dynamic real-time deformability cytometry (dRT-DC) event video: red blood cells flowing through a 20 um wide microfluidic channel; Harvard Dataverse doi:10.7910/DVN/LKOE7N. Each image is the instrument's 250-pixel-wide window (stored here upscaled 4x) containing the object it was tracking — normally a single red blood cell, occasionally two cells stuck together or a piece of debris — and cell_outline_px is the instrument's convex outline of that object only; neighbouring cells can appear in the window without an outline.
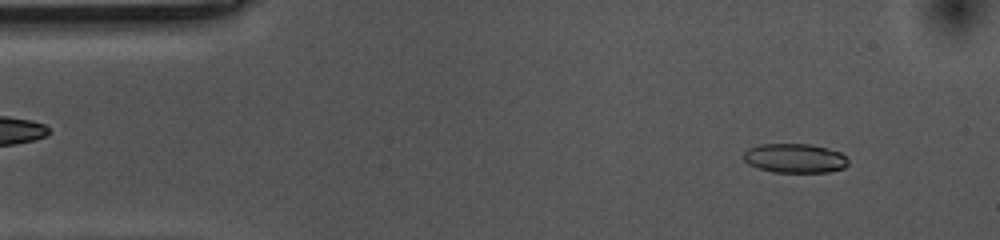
{"species": "common noctule bat (a hibernating species)", "species_latin": "Nyctalus noctula", "temperature_condition": "cold", "stored_images_in_passage": 52, "camera_frame_rate_fps": 3000, "um_per_image_px": 0.085, "animal": {"sex": "female", "body_mass_g": 10.0, "forearm_length_mm": 53.1}, "frame": {"image": 1, "passage_image": 4, "time_ms": 1.0, "image_size_px": [1000, 240], "cell_outline_px": [[848, 164], [844, 168], [828, 172], [772, 172], [748, 164], [740, 156], [748, 148], [760, 144], [808, 144], [828, 148], [840, 152], [848, 160]], "centroid_in_image_um": [67.53, 13.45], "position_along_channel_um": 17.5, "area_um2": 17.92}}
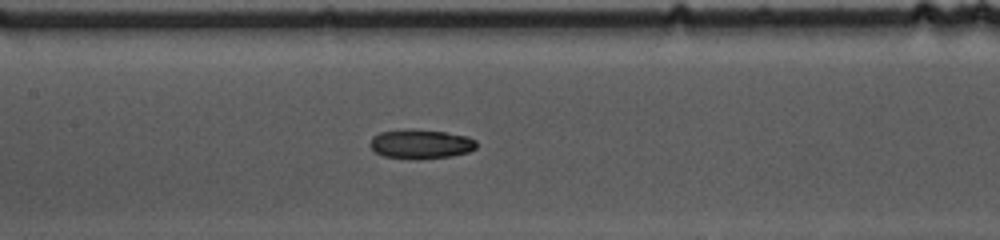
{"frame": {"image": 2, "passage_image": 23, "time_ms": 7.333, "image_size_px": [1000, 240], "cell_outline_px": [[476, 148], [468, 152], [452, 156], [420, 160], [384, 156], [376, 152], [368, 144], [372, 136], [380, 132], [408, 128], [444, 132], [468, 136], [476, 140]], "centroid_in_image_um": [35.75, 12.24], "position_along_channel_um": 171.6, "area_um2": 18.44}}
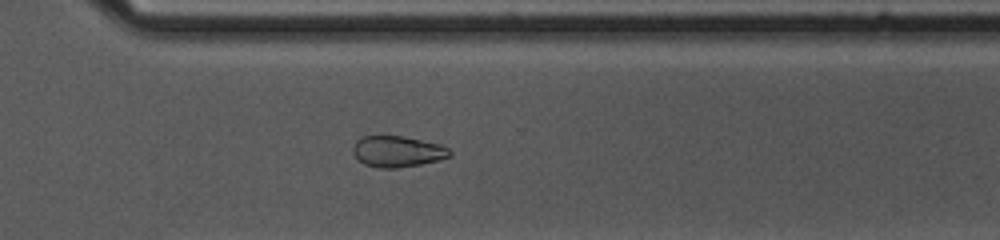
{"frame": {"image": 3, "passage_image": 37, "time_ms": 12.0, "image_size_px": [1000, 240], "cell_outline_px": [[452, 156], [440, 160], [420, 164], [396, 168], [380, 168], [364, 164], [352, 152], [352, 148], [356, 140], [360, 136], [404, 136], [440, 144], [448, 148], [452, 152]], "centroid_in_image_um": [33.8, 12.87], "position_along_channel_um": 336.8, "area_um2": 17.63}, "authors_computed_cell_mechanics": {"area_um2": 18.207, "velocity_mm_per_s": 3.5549, "shape_relaxation_time_tau1_ms": 6.4486, "shape_relaxation_time_tau2_ms": 11.1122, "deformation_change_tau1": 0.132, "deformation_change_tau2": 0.1564}}